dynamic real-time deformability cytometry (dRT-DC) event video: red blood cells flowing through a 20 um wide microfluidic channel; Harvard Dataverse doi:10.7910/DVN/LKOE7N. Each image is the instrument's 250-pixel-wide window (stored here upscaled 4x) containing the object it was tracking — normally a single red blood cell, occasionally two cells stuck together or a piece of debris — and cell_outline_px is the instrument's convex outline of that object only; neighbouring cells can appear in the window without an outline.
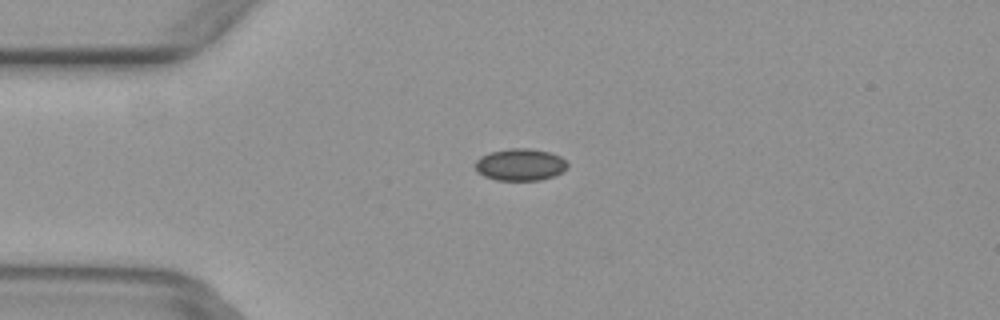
{"species": "common noctule bat (a hibernating species)", "species_latin": "Nyctalus noctula", "temperature_condition": "warm", "stored_images_in_passage": 7, "camera_frame_rate_fps": 3000, "um_per_image_px": 0.085, "animal": {"sex": "female", "body_mass_g": 29.2, "forearm_length_mm": 56.3}, "frame": {"image": 1, "passage_image": 4, "time_ms": 1.0, "image_size_px": [1000, 320], "cell_outline_px": [[568, 168], [564, 172], [540, 180], [496, 180], [484, 176], [476, 172], [476, 160], [480, 156], [492, 152], [508, 148], [528, 148], [548, 152], [560, 156], [568, 164]], "centroid_in_image_um": [44.22, 14.0], "position_along_channel_um": 40.8, "area_um2": 17.22}}
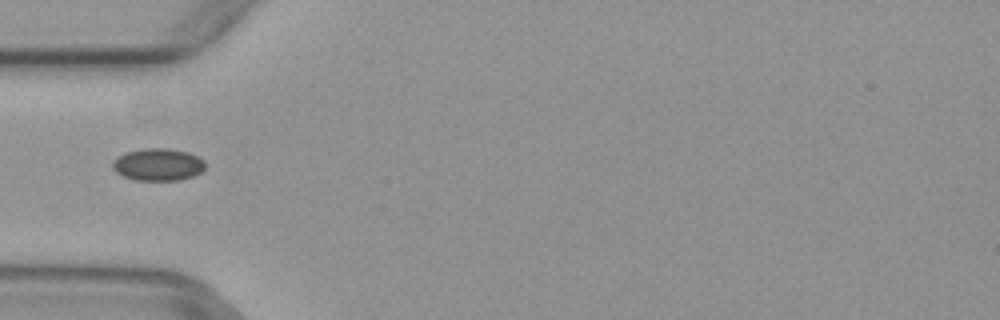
{"frame": {"image": 2, "passage_image": 5, "time_ms": 1.333, "image_size_px": [1000, 320], "cell_outline_px": [[204, 168], [200, 172], [192, 176], [180, 180], [136, 180], [124, 176], [116, 172], [112, 168], [112, 164], [120, 156], [128, 152], [144, 148], [168, 148], [188, 152], [200, 156], [204, 160]], "centroid_in_image_um": [13.47, 13.98], "position_along_channel_um": 71.5, "area_um2": 17.28}}
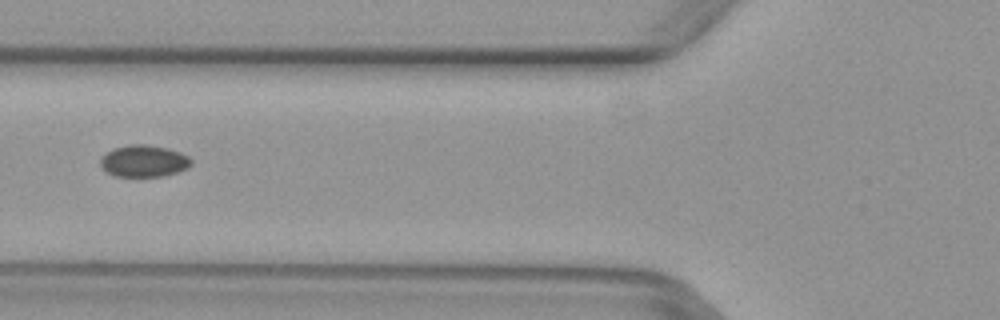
{"frame": {"image": 3, "passage_image": 6, "time_ms": 1.667, "image_size_px": [1000, 320], "cell_outline_px": [[192, 164], [188, 168], [164, 176], [112, 176], [100, 164], [100, 156], [112, 148], [128, 144], [144, 144], [168, 148], [180, 152], [188, 156], [192, 160]], "centroid_in_image_um": [12.21, 13.67], "position_along_channel_um": 113.6, "area_um2": 16.99}}